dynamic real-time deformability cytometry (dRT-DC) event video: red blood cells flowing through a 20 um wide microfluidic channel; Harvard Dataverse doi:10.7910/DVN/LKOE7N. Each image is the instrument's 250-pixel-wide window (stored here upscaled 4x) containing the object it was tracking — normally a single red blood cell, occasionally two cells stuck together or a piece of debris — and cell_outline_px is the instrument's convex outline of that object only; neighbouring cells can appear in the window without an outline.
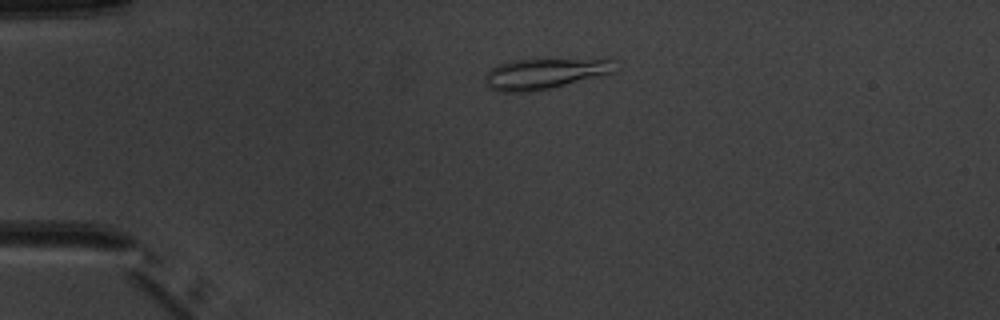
{"species": "common noctule bat (a hibernating species)", "species_latin": "Nyctalus noctula", "temperature_condition": "warm", "stored_images_in_passage": 4, "camera_frame_rate_fps": 3000, "um_per_image_px": 0.085, "animal": {"sex": "male", "body_mass_g": 20.1, "forearm_length_mm": 53.5}, "frame": {"image": 1, "passage_image": 3, "time_ms": 2.333, "image_size_px": [1000, 320], "cell_outline_px": [[616, 60], [612, 72], [532, 92], [496, 92], [488, 88], [484, 84], [484, 76], [488, 68], [496, 64], [516, 60], [608, 56]], "centroid_in_image_um": [46.28, 6.2], "position_along_channel_um": 38.7, "area_um2": 24.16}}